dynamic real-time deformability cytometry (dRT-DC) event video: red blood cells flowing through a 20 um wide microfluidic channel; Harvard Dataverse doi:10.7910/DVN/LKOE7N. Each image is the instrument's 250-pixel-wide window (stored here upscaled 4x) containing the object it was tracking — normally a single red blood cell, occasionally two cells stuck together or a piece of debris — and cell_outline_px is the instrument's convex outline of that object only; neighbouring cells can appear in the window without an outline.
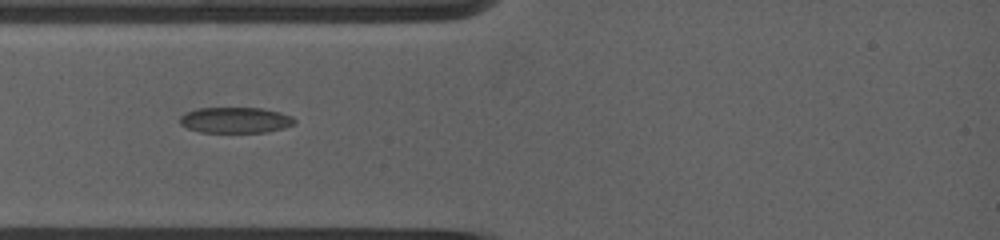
{"species": "common noctule bat (a hibernating species)", "species_latin": "Nyctalus noctula", "temperature_condition": "warm", "stored_images_in_passage": 4, "camera_frame_rate_fps": 5000, "um_per_image_px": 0.085, "animal": {"sex": "female", "body_mass_g": 19.0, "forearm_length_mm": 53.3}, "frame": {"image": 1, "passage_image": 2, "time_ms": 1.0, "image_size_px": [1000, 240], "cell_outline_px": [[296, 120], [292, 124], [284, 128], [268, 132], [200, 132], [188, 128], [180, 124], [180, 116], [196, 108], [260, 108], [280, 112]], "centroid_in_image_um": [19.98, 10.21], "position_along_channel_um": 65.0, "area_um2": 17.05}}
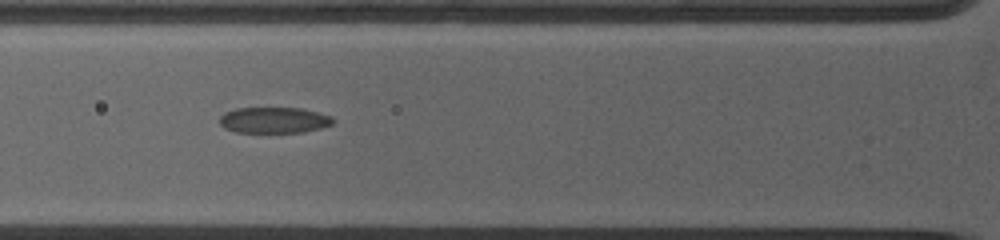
{"frame": {"image": 2, "passage_image": 3, "time_ms": 2.0, "image_size_px": [1000, 240], "cell_outline_px": [[332, 124], [320, 128], [304, 132], [236, 132], [220, 124], [220, 116], [224, 112], [236, 108], [300, 108], [332, 116]], "centroid_in_image_um": [23.28, 10.2], "position_along_channel_um": 102.5, "area_um2": 16.94}}
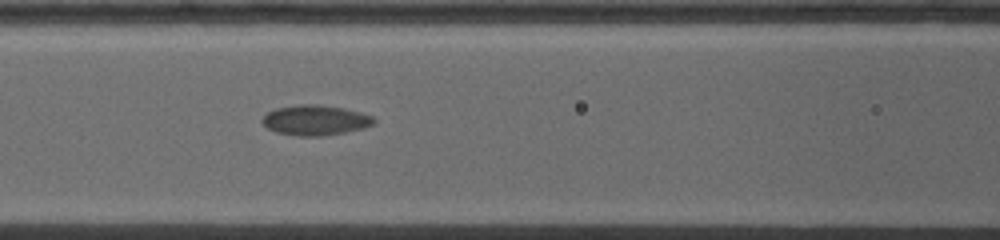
{"frame": {"image": 3, "passage_image": 4, "time_ms": 3.0, "image_size_px": [1000, 240], "cell_outline_px": [[372, 124], [360, 128], [344, 132], [320, 136], [300, 136], [276, 132], [268, 128], [264, 124], [264, 116], [268, 112], [276, 108], [308, 104], [312, 104], [340, 108], [372, 116]], "centroid_in_image_um": [26.74, 10.23], "position_along_channel_um": 139.9, "area_um2": 18.73}}